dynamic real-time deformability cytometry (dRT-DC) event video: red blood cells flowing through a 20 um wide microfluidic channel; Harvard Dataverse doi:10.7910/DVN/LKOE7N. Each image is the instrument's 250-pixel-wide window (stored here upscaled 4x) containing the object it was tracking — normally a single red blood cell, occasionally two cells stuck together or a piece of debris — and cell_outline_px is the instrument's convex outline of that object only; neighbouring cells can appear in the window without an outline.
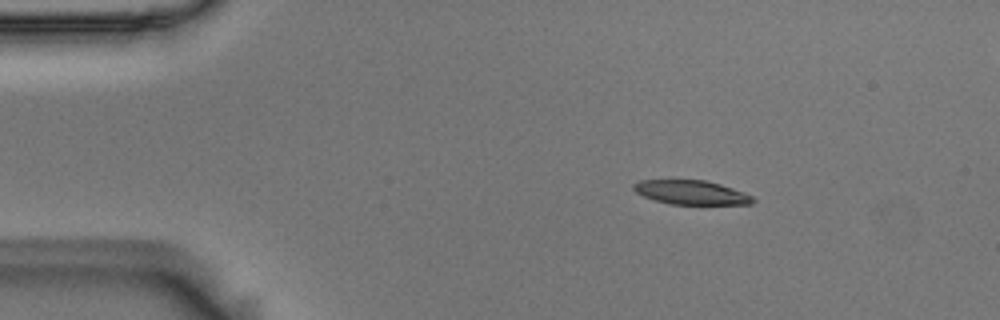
{"species": "Egyptian fruit bat (a non-hibernating species)", "species_latin": "Rousettus aegyptiacus", "temperature_condition": "room temperature", "stored_images_in_passage": 5, "segment_of_instrument_passage": [1, 2], "camera_frame_rate_fps": 3000, "um_per_image_px": 0.085, "animal": {"sex": "male"}, "frame": {"image": 1, "passage_image": 2, "time_ms": 0.333, "image_size_px": [1000, 320], "cell_outline_px": [[756, 200], [752, 204], [672, 204], [656, 200], [644, 196], [636, 192], [632, 188], [632, 184], [640, 180], [704, 180], [720, 184], [744, 192], [752, 196]], "centroid_in_image_um": [58.76, 16.35], "position_along_channel_um": 26.2, "area_um2": 16.65}}